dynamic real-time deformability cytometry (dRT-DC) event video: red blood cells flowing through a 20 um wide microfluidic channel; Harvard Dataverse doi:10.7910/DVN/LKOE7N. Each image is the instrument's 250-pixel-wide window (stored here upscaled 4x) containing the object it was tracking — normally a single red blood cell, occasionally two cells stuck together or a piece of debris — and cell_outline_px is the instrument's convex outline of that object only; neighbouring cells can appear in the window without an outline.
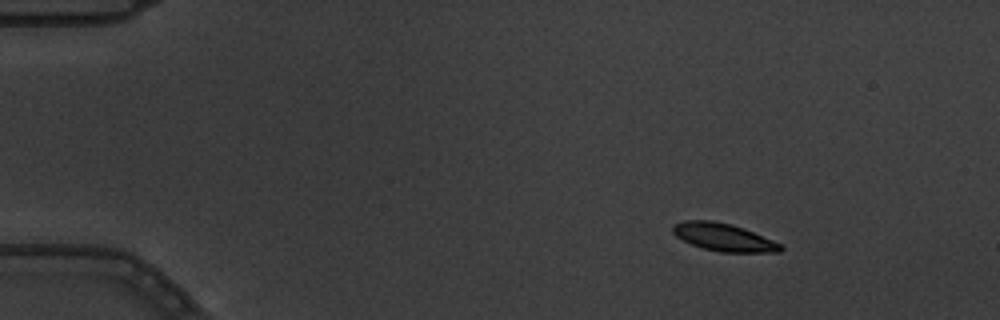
{"species": "common noctule bat (a hibernating species)", "species_latin": "Nyctalus noctula", "temperature_condition": "warm", "stored_images_in_passage": 5, "camera_frame_rate_fps": 3000, "um_per_image_px": 0.085, "animal": {"sex": "male", "body_mass_g": 19.5, "forearm_length_mm": 54.6}, "frame": {"image": 1, "passage_image": 1, "time_ms": 0.0, "image_size_px": [1000, 320], "cell_outline_px": [[784, 248], [780, 252], [720, 252], [704, 248], [692, 244], [676, 236], [672, 232], [672, 224], [684, 220], [712, 220], [732, 224], [772, 240], [780, 244]], "centroid_in_image_um": [61.47, 20.15], "position_along_channel_um": 23.5, "area_um2": 17.22}}
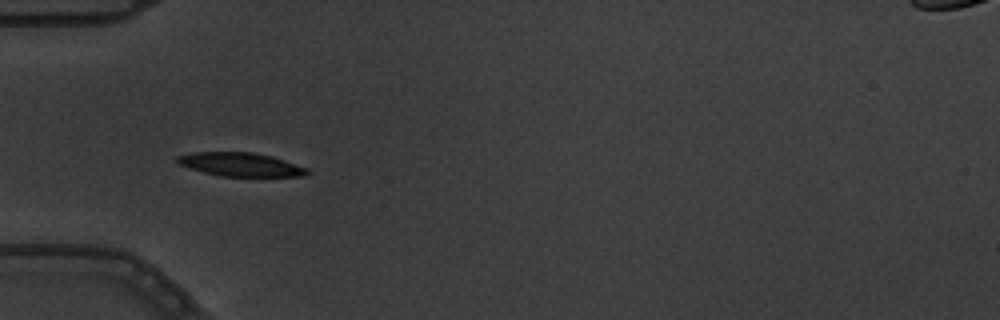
{"frame": {"image": 2, "passage_image": 4, "time_ms": 1.0, "image_size_px": [1000, 320], "cell_outline_px": [[312, 172], [308, 176], [220, 176], [204, 172], [180, 164], [176, 160], [176, 156], [192, 152], [252, 152], [272, 156], [308, 168]], "centroid_in_image_um": [20.51, 13.98], "position_along_channel_um": 64.5, "area_um2": 17.86}}